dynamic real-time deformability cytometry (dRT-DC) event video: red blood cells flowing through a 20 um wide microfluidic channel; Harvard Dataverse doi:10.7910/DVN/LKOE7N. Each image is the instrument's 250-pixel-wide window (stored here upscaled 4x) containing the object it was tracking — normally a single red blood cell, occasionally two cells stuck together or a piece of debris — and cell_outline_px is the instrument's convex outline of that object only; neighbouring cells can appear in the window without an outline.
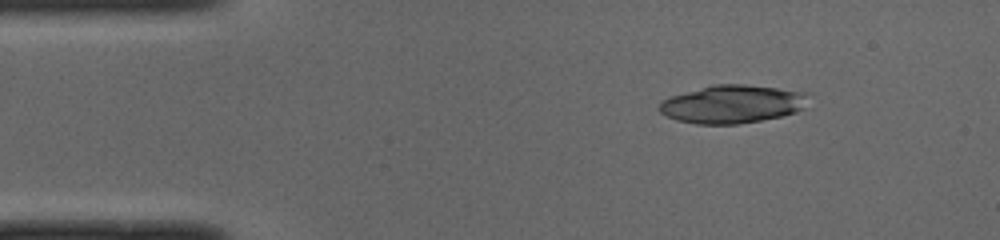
{"species": "common noctule bat (a hibernating species)", "species_latin": "Nyctalus noctula", "temperature_condition": "cold", "stored_images_in_passage": 43, "camera_frame_rate_fps": 3000, "um_per_image_px": 0.085, "animal": {"sex": "male", "body_mass_g": 19.0, "forearm_length_mm": 50.8}, "frame": {"image": 1, "passage_image": 1, "time_ms": 0.0, "image_size_px": [1000, 240], "cell_outline_px": [[812, 92], [804, 108], [796, 112], [780, 116], [760, 120], [736, 124], [696, 124], [676, 120], [660, 112], [660, 104], [664, 100], [672, 96], [712, 84], [744, 84]], "centroid_in_image_um": [62.32, 8.84], "position_along_channel_um": 22.7, "area_um2": 33.12}}